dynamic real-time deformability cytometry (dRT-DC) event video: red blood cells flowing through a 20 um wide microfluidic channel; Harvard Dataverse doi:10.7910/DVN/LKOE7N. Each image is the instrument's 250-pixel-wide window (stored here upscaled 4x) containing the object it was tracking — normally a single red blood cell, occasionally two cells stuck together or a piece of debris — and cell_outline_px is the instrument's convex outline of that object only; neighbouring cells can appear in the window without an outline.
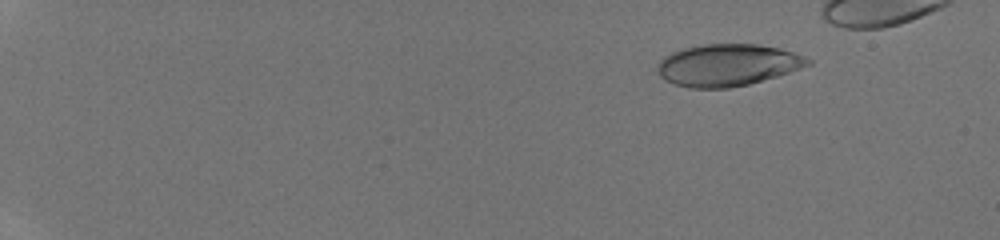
{"species": "human", "species_latin": "Homo sapiens", "temperature_condition": "room temperature", "stored_images_in_passage": 45, "camera_frame_rate_fps": 3000, "um_per_image_px": 0.085, "donor": {"sex": "male"}, "frame": {"image": 1, "passage_image": 7, "time_ms": 2.0, "image_size_px": [1000, 240], "cell_outline_px": [[812, 64], [776, 76], [748, 84], [728, 88], [688, 88], [664, 80], [660, 76], [656, 68], [656, 64], [664, 56], [672, 52], [684, 48], [704, 44], [756, 44], [776, 48], [792, 52], [804, 56], [812, 60]], "centroid_in_image_um": [61.8, 5.53], "position_along_channel_um": 23.2, "area_um2": 36.59}}
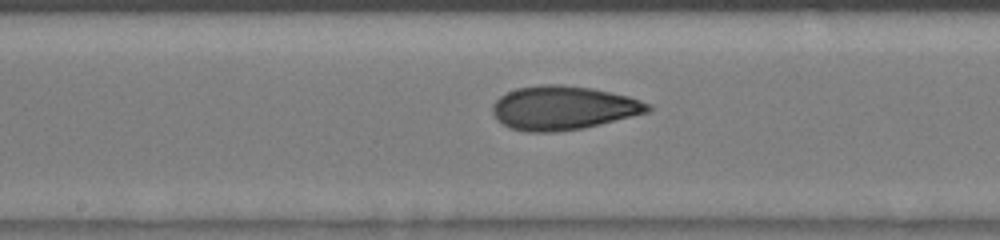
{"frame": {"image": 2, "passage_image": 28, "time_ms": 9.0, "image_size_px": [1000, 240], "cell_outline_px": [[652, 108], [648, 112], [584, 128], [556, 132], [524, 132], [508, 128], [496, 120], [492, 112], [492, 104], [500, 96], [516, 88], [544, 84], [560, 84], [592, 88], [628, 96], [652, 104]], "centroid_in_image_um": [47.84, 9.18], "position_along_channel_um": 200.4, "area_um2": 39.94}}
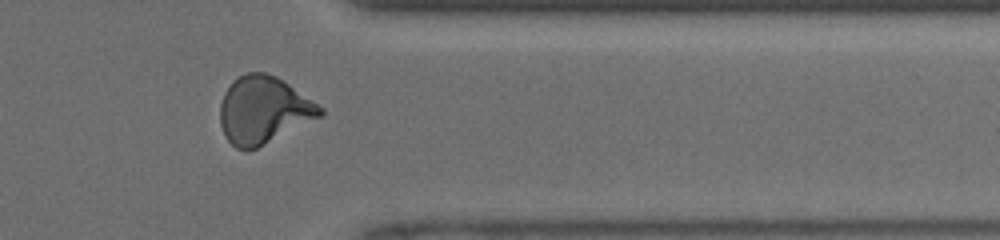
{"frame": {"image": 3, "passage_image": 40, "time_ms": 13.0, "image_size_px": [1000, 240], "cell_outline_px": [[324, 116], [256, 148], [236, 148], [224, 136], [220, 124], [220, 104], [224, 92], [232, 80], [248, 72], [264, 72], [276, 76], [324, 108]], "centroid_in_image_um": [22.4, 9.35], "position_along_channel_um": 389.0, "area_um2": 39.07}}